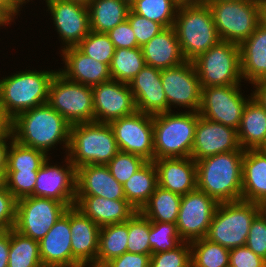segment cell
Wrapping results in <instances>:
<instances>
[{
    "mask_svg": "<svg viewBox=\"0 0 266 267\" xmlns=\"http://www.w3.org/2000/svg\"><path fill=\"white\" fill-rule=\"evenodd\" d=\"M71 124L48 103L18 114L13 119L14 140L48 154L56 143L68 150Z\"/></svg>",
    "mask_w": 266,
    "mask_h": 267,
    "instance_id": "cell-1",
    "label": "cell"
},
{
    "mask_svg": "<svg viewBox=\"0 0 266 267\" xmlns=\"http://www.w3.org/2000/svg\"><path fill=\"white\" fill-rule=\"evenodd\" d=\"M244 151H230L196 161L197 188L218 203L241 200Z\"/></svg>",
    "mask_w": 266,
    "mask_h": 267,
    "instance_id": "cell-2",
    "label": "cell"
},
{
    "mask_svg": "<svg viewBox=\"0 0 266 267\" xmlns=\"http://www.w3.org/2000/svg\"><path fill=\"white\" fill-rule=\"evenodd\" d=\"M198 112L153 115L154 160L191 157Z\"/></svg>",
    "mask_w": 266,
    "mask_h": 267,
    "instance_id": "cell-3",
    "label": "cell"
},
{
    "mask_svg": "<svg viewBox=\"0 0 266 267\" xmlns=\"http://www.w3.org/2000/svg\"><path fill=\"white\" fill-rule=\"evenodd\" d=\"M119 152L109 123L85 122L70 126L67 156L75 168L83 165H106Z\"/></svg>",
    "mask_w": 266,
    "mask_h": 267,
    "instance_id": "cell-4",
    "label": "cell"
},
{
    "mask_svg": "<svg viewBox=\"0 0 266 267\" xmlns=\"http://www.w3.org/2000/svg\"><path fill=\"white\" fill-rule=\"evenodd\" d=\"M173 27L185 61L193 62L220 41L207 4L179 7Z\"/></svg>",
    "mask_w": 266,
    "mask_h": 267,
    "instance_id": "cell-5",
    "label": "cell"
},
{
    "mask_svg": "<svg viewBox=\"0 0 266 267\" xmlns=\"http://www.w3.org/2000/svg\"><path fill=\"white\" fill-rule=\"evenodd\" d=\"M57 71H23L0 80V104L14 119L47 103L50 82Z\"/></svg>",
    "mask_w": 266,
    "mask_h": 267,
    "instance_id": "cell-6",
    "label": "cell"
},
{
    "mask_svg": "<svg viewBox=\"0 0 266 267\" xmlns=\"http://www.w3.org/2000/svg\"><path fill=\"white\" fill-rule=\"evenodd\" d=\"M258 215L256 203L238 200L219 203L206 236L227 249L245 246L253 219Z\"/></svg>",
    "mask_w": 266,
    "mask_h": 267,
    "instance_id": "cell-7",
    "label": "cell"
},
{
    "mask_svg": "<svg viewBox=\"0 0 266 267\" xmlns=\"http://www.w3.org/2000/svg\"><path fill=\"white\" fill-rule=\"evenodd\" d=\"M220 40L240 45L260 24L259 0L207 1Z\"/></svg>",
    "mask_w": 266,
    "mask_h": 267,
    "instance_id": "cell-8",
    "label": "cell"
},
{
    "mask_svg": "<svg viewBox=\"0 0 266 267\" xmlns=\"http://www.w3.org/2000/svg\"><path fill=\"white\" fill-rule=\"evenodd\" d=\"M202 88L240 85V47L236 43L220 40L193 61Z\"/></svg>",
    "mask_w": 266,
    "mask_h": 267,
    "instance_id": "cell-9",
    "label": "cell"
},
{
    "mask_svg": "<svg viewBox=\"0 0 266 267\" xmlns=\"http://www.w3.org/2000/svg\"><path fill=\"white\" fill-rule=\"evenodd\" d=\"M47 103L71 125L94 122L92 87L70 81L58 71L50 82Z\"/></svg>",
    "mask_w": 266,
    "mask_h": 267,
    "instance_id": "cell-10",
    "label": "cell"
},
{
    "mask_svg": "<svg viewBox=\"0 0 266 267\" xmlns=\"http://www.w3.org/2000/svg\"><path fill=\"white\" fill-rule=\"evenodd\" d=\"M74 205L35 196L19 199L16 204L14 229L40 241L67 209Z\"/></svg>",
    "mask_w": 266,
    "mask_h": 267,
    "instance_id": "cell-11",
    "label": "cell"
},
{
    "mask_svg": "<svg viewBox=\"0 0 266 267\" xmlns=\"http://www.w3.org/2000/svg\"><path fill=\"white\" fill-rule=\"evenodd\" d=\"M239 85L202 88L199 115L238 130L249 98H244ZM247 99V100H246Z\"/></svg>",
    "mask_w": 266,
    "mask_h": 267,
    "instance_id": "cell-12",
    "label": "cell"
},
{
    "mask_svg": "<svg viewBox=\"0 0 266 267\" xmlns=\"http://www.w3.org/2000/svg\"><path fill=\"white\" fill-rule=\"evenodd\" d=\"M119 151L154 161L153 115L140 111L109 123Z\"/></svg>",
    "mask_w": 266,
    "mask_h": 267,
    "instance_id": "cell-13",
    "label": "cell"
},
{
    "mask_svg": "<svg viewBox=\"0 0 266 267\" xmlns=\"http://www.w3.org/2000/svg\"><path fill=\"white\" fill-rule=\"evenodd\" d=\"M219 203L196 188L181 197L176 226L183 242L207 236L212 217Z\"/></svg>",
    "mask_w": 266,
    "mask_h": 267,
    "instance_id": "cell-14",
    "label": "cell"
},
{
    "mask_svg": "<svg viewBox=\"0 0 266 267\" xmlns=\"http://www.w3.org/2000/svg\"><path fill=\"white\" fill-rule=\"evenodd\" d=\"M161 82L167 98L168 111L172 105L190 108L198 112L201 105L202 87L193 62L161 70Z\"/></svg>",
    "mask_w": 266,
    "mask_h": 267,
    "instance_id": "cell-15",
    "label": "cell"
},
{
    "mask_svg": "<svg viewBox=\"0 0 266 267\" xmlns=\"http://www.w3.org/2000/svg\"><path fill=\"white\" fill-rule=\"evenodd\" d=\"M94 121L110 123L137 111L134 96L128 84L110 80L92 87Z\"/></svg>",
    "mask_w": 266,
    "mask_h": 267,
    "instance_id": "cell-16",
    "label": "cell"
},
{
    "mask_svg": "<svg viewBox=\"0 0 266 267\" xmlns=\"http://www.w3.org/2000/svg\"><path fill=\"white\" fill-rule=\"evenodd\" d=\"M48 160L38 170L35 189L32 196L54 199L63 204H75L76 202V178L77 169L66 157L67 167L49 165Z\"/></svg>",
    "mask_w": 266,
    "mask_h": 267,
    "instance_id": "cell-17",
    "label": "cell"
},
{
    "mask_svg": "<svg viewBox=\"0 0 266 267\" xmlns=\"http://www.w3.org/2000/svg\"><path fill=\"white\" fill-rule=\"evenodd\" d=\"M53 23L65 46L76 47L91 31L88 6L66 0H46Z\"/></svg>",
    "mask_w": 266,
    "mask_h": 267,
    "instance_id": "cell-18",
    "label": "cell"
},
{
    "mask_svg": "<svg viewBox=\"0 0 266 267\" xmlns=\"http://www.w3.org/2000/svg\"><path fill=\"white\" fill-rule=\"evenodd\" d=\"M230 151H244L239 145L237 130L200 116L195 129L191 158L198 161Z\"/></svg>",
    "mask_w": 266,
    "mask_h": 267,
    "instance_id": "cell-19",
    "label": "cell"
},
{
    "mask_svg": "<svg viewBox=\"0 0 266 267\" xmlns=\"http://www.w3.org/2000/svg\"><path fill=\"white\" fill-rule=\"evenodd\" d=\"M100 228L78 208L70 207L72 267H96Z\"/></svg>",
    "mask_w": 266,
    "mask_h": 267,
    "instance_id": "cell-20",
    "label": "cell"
},
{
    "mask_svg": "<svg viewBox=\"0 0 266 267\" xmlns=\"http://www.w3.org/2000/svg\"><path fill=\"white\" fill-rule=\"evenodd\" d=\"M128 85L134 96L137 111L150 115L168 112L161 70L145 65Z\"/></svg>",
    "mask_w": 266,
    "mask_h": 267,
    "instance_id": "cell-21",
    "label": "cell"
},
{
    "mask_svg": "<svg viewBox=\"0 0 266 267\" xmlns=\"http://www.w3.org/2000/svg\"><path fill=\"white\" fill-rule=\"evenodd\" d=\"M70 207L39 241L44 267H72Z\"/></svg>",
    "mask_w": 266,
    "mask_h": 267,
    "instance_id": "cell-22",
    "label": "cell"
},
{
    "mask_svg": "<svg viewBox=\"0 0 266 267\" xmlns=\"http://www.w3.org/2000/svg\"><path fill=\"white\" fill-rule=\"evenodd\" d=\"M153 162L157 168L158 186L181 196L197 188V166L193 158H160Z\"/></svg>",
    "mask_w": 266,
    "mask_h": 267,
    "instance_id": "cell-23",
    "label": "cell"
},
{
    "mask_svg": "<svg viewBox=\"0 0 266 267\" xmlns=\"http://www.w3.org/2000/svg\"><path fill=\"white\" fill-rule=\"evenodd\" d=\"M65 69L58 71L66 79L93 87L111 80L110 65L95 61L77 47L62 49Z\"/></svg>",
    "mask_w": 266,
    "mask_h": 267,
    "instance_id": "cell-24",
    "label": "cell"
},
{
    "mask_svg": "<svg viewBox=\"0 0 266 267\" xmlns=\"http://www.w3.org/2000/svg\"><path fill=\"white\" fill-rule=\"evenodd\" d=\"M74 206L100 227L126 222L137 212L126 199L110 200L94 195H76Z\"/></svg>",
    "mask_w": 266,
    "mask_h": 267,
    "instance_id": "cell-25",
    "label": "cell"
},
{
    "mask_svg": "<svg viewBox=\"0 0 266 267\" xmlns=\"http://www.w3.org/2000/svg\"><path fill=\"white\" fill-rule=\"evenodd\" d=\"M76 195H94L110 200L126 199L123 185L107 165H83L77 168Z\"/></svg>",
    "mask_w": 266,
    "mask_h": 267,
    "instance_id": "cell-26",
    "label": "cell"
},
{
    "mask_svg": "<svg viewBox=\"0 0 266 267\" xmlns=\"http://www.w3.org/2000/svg\"><path fill=\"white\" fill-rule=\"evenodd\" d=\"M145 64L159 70L185 62L174 27L165 28L141 47Z\"/></svg>",
    "mask_w": 266,
    "mask_h": 267,
    "instance_id": "cell-27",
    "label": "cell"
},
{
    "mask_svg": "<svg viewBox=\"0 0 266 267\" xmlns=\"http://www.w3.org/2000/svg\"><path fill=\"white\" fill-rule=\"evenodd\" d=\"M239 47L242 78L251 84L266 80V27L259 24Z\"/></svg>",
    "mask_w": 266,
    "mask_h": 267,
    "instance_id": "cell-28",
    "label": "cell"
},
{
    "mask_svg": "<svg viewBox=\"0 0 266 267\" xmlns=\"http://www.w3.org/2000/svg\"><path fill=\"white\" fill-rule=\"evenodd\" d=\"M266 198V154L260 149L244 151L241 199L257 203Z\"/></svg>",
    "mask_w": 266,
    "mask_h": 267,
    "instance_id": "cell-29",
    "label": "cell"
},
{
    "mask_svg": "<svg viewBox=\"0 0 266 267\" xmlns=\"http://www.w3.org/2000/svg\"><path fill=\"white\" fill-rule=\"evenodd\" d=\"M237 136L244 151L260 149L266 142V110L253 96L244 107Z\"/></svg>",
    "mask_w": 266,
    "mask_h": 267,
    "instance_id": "cell-30",
    "label": "cell"
},
{
    "mask_svg": "<svg viewBox=\"0 0 266 267\" xmlns=\"http://www.w3.org/2000/svg\"><path fill=\"white\" fill-rule=\"evenodd\" d=\"M88 9L90 30L107 34L127 20L130 6L122 0H91Z\"/></svg>",
    "mask_w": 266,
    "mask_h": 267,
    "instance_id": "cell-31",
    "label": "cell"
},
{
    "mask_svg": "<svg viewBox=\"0 0 266 267\" xmlns=\"http://www.w3.org/2000/svg\"><path fill=\"white\" fill-rule=\"evenodd\" d=\"M158 186L157 168L153 161H147L124 184L126 200L137 210L148 202Z\"/></svg>",
    "mask_w": 266,
    "mask_h": 267,
    "instance_id": "cell-32",
    "label": "cell"
},
{
    "mask_svg": "<svg viewBox=\"0 0 266 267\" xmlns=\"http://www.w3.org/2000/svg\"><path fill=\"white\" fill-rule=\"evenodd\" d=\"M128 220L102 226L99 233V248L96 267H103L111 259L127 252Z\"/></svg>",
    "mask_w": 266,
    "mask_h": 267,
    "instance_id": "cell-33",
    "label": "cell"
},
{
    "mask_svg": "<svg viewBox=\"0 0 266 267\" xmlns=\"http://www.w3.org/2000/svg\"><path fill=\"white\" fill-rule=\"evenodd\" d=\"M181 195L157 186L140 212L150 221L176 223Z\"/></svg>",
    "mask_w": 266,
    "mask_h": 267,
    "instance_id": "cell-34",
    "label": "cell"
},
{
    "mask_svg": "<svg viewBox=\"0 0 266 267\" xmlns=\"http://www.w3.org/2000/svg\"><path fill=\"white\" fill-rule=\"evenodd\" d=\"M8 267H44L40 258L39 241L9 229Z\"/></svg>",
    "mask_w": 266,
    "mask_h": 267,
    "instance_id": "cell-35",
    "label": "cell"
},
{
    "mask_svg": "<svg viewBox=\"0 0 266 267\" xmlns=\"http://www.w3.org/2000/svg\"><path fill=\"white\" fill-rule=\"evenodd\" d=\"M145 65L141 47L118 48L110 64L111 79L129 84Z\"/></svg>",
    "mask_w": 266,
    "mask_h": 267,
    "instance_id": "cell-36",
    "label": "cell"
},
{
    "mask_svg": "<svg viewBox=\"0 0 266 267\" xmlns=\"http://www.w3.org/2000/svg\"><path fill=\"white\" fill-rule=\"evenodd\" d=\"M191 267H229L230 249L206 237L190 242Z\"/></svg>",
    "mask_w": 266,
    "mask_h": 267,
    "instance_id": "cell-37",
    "label": "cell"
},
{
    "mask_svg": "<svg viewBox=\"0 0 266 267\" xmlns=\"http://www.w3.org/2000/svg\"><path fill=\"white\" fill-rule=\"evenodd\" d=\"M178 8L174 0H136L130 6L134 13L157 22L164 28L174 26Z\"/></svg>",
    "mask_w": 266,
    "mask_h": 267,
    "instance_id": "cell-38",
    "label": "cell"
},
{
    "mask_svg": "<svg viewBox=\"0 0 266 267\" xmlns=\"http://www.w3.org/2000/svg\"><path fill=\"white\" fill-rule=\"evenodd\" d=\"M6 171H38L49 158L43 151L23 146L11 140Z\"/></svg>",
    "mask_w": 266,
    "mask_h": 267,
    "instance_id": "cell-39",
    "label": "cell"
},
{
    "mask_svg": "<svg viewBox=\"0 0 266 267\" xmlns=\"http://www.w3.org/2000/svg\"><path fill=\"white\" fill-rule=\"evenodd\" d=\"M149 234L150 220L137 211L128 220L127 252L151 256Z\"/></svg>",
    "mask_w": 266,
    "mask_h": 267,
    "instance_id": "cell-40",
    "label": "cell"
},
{
    "mask_svg": "<svg viewBox=\"0 0 266 267\" xmlns=\"http://www.w3.org/2000/svg\"><path fill=\"white\" fill-rule=\"evenodd\" d=\"M149 242L154 254L173 250L183 240L178 233L176 223L150 221Z\"/></svg>",
    "mask_w": 266,
    "mask_h": 267,
    "instance_id": "cell-41",
    "label": "cell"
},
{
    "mask_svg": "<svg viewBox=\"0 0 266 267\" xmlns=\"http://www.w3.org/2000/svg\"><path fill=\"white\" fill-rule=\"evenodd\" d=\"M76 47L95 61L109 65L116 50L106 33L93 31H90Z\"/></svg>",
    "mask_w": 266,
    "mask_h": 267,
    "instance_id": "cell-42",
    "label": "cell"
},
{
    "mask_svg": "<svg viewBox=\"0 0 266 267\" xmlns=\"http://www.w3.org/2000/svg\"><path fill=\"white\" fill-rule=\"evenodd\" d=\"M146 162L138 155L119 151L106 165L113 177L123 185Z\"/></svg>",
    "mask_w": 266,
    "mask_h": 267,
    "instance_id": "cell-43",
    "label": "cell"
},
{
    "mask_svg": "<svg viewBox=\"0 0 266 267\" xmlns=\"http://www.w3.org/2000/svg\"><path fill=\"white\" fill-rule=\"evenodd\" d=\"M149 267H191L190 243L182 242L173 250L151 254Z\"/></svg>",
    "mask_w": 266,
    "mask_h": 267,
    "instance_id": "cell-44",
    "label": "cell"
},
{
    "mask_svg": "<svg viewBox=\"0 0 266 267\" xmlns=\"http://www.w3.org/2000/svg\"><path fill=\"white\" fill-rule=\"evenodd\" d=\"M38 171H6V188L16 200L32 196Z\"/></svg>",
    "mask_w": 266,
    "mask_h": 267,
    "instance_id": "cell-45",
    "label": "cell"
},
{
    "mask_svg": "<svg viewBox=\"0 0 266 267\" xmlns=\"http://www.w3.org/2000/svg\"><path fill=\"white\" fill-rule=\"evenodd\" d=\"M127 21L129 22L132 30L134 31L137 40V45L139 47H142L154 36H156L165 29L161 24L151 21L146 17L140 16L134 13L131 9L128 13Z\"/></svg>",
    "mask_w": 266,
    "mask_h": 267,
    "instance_id": "cell-46",
    "label": "cell"
},
{
    "mask_svg": "<svg viewBox=\"0 0 266 267\" xmlns=\"http://www.w3.org/2000/svg\"><path fill=\"white\" fill-rule=\"evenodd\" d=\"M246 246L256 255L266 260V222L259 214L253 219Z\"/></svg>",
    "mask_w": 266,
    "mask_h": 267,
    "instance_id": "cell-47",
    "label": "cell"
},
{
    "mask_svg": "<svg viewBox=\"0 0 266 267\" xmlns=\"http://www.w3.org/2000/svg\"><path fill=\"white\" fill-rule=\"evenodd\" d=\"M17 200L6 188L0 189V231L14 228Z\"/></svg>",
    "mask_w": 266,
    "mask_h": 267,
    "instance_id": "cell-48",
    "label": "cell"
},
{
    "mask_svg": "<svg viewBox=\"0 0 266 267\" xmlns=\"http://www.w3.org/2000/svg\"><path fill=\"white\" fill-rule=\"evenodd\" d=\"M266 261L246 245L230 249L229 267H265Z\"/></svg>",
    "mask_w": 266,
    "mask_h": 267,
    "instance_id": "cell-49",
    "label": "cell"
},
{
    "mask_svg": "<svg viewBox=\"0 0 266 267\" xmlns=\"http://www.w3.org/2000/svg\"><path fill=\"white\" fill-rule=\"evenodd\" d=\"M107 35L109 36L116 49H130L139 47L137 45V40L134 31L132 30L127 20L111 29L107 33Z\"/></svg>",
    "mask_w": 266,
    "mask_h": 267,
    "instance_id": "cell-50",
    "label": "cell"
},
{
    "mask_svg": "<svg viewBox=\"0 0 266 267\" xmlns=\"http://www.w3.org/2000/svg\"><path fill=\"white\" fill-rule=\"evenodd\" d=\"M150 255L125 252L107 262L103 267H149Z\"/></svg>",
    "mask_w": 266,
    "mask_h": 267,
    "instance_id": "cell-51",
    "label": "cell"
},
{
    "mask_svg": "<svg viewBox=\"0 0 266 267\" xmlns=\"http://www.w3.org/2000/svg\"><path fill=\"white\" fill-rule=\"evenodd\" d=\"M13 137V118L0 104V139Z\"/></svg>",
    "mask_w": 266,
    "mask_h": 267,
    "instance_id": "cell-52",
    "label": "cell"
},
{
    "mask_svg": "<svg viewBox=\"0 0 266 267\" xmlns=\"http://www.w3.org/2000/svg\"><path fill=\"white\" fill-rule=\"evenodd\" d=\"M9 229L0 231V267H8Z\"/></svg>",
    "mask_w": 266,
    "mask_h": 267,
    "instance_id": "cell-53",
    "label": "cell"
},
{
    "mask_svg": "<svg viewBox=\"0 0 266 267\" xmlns=\"http://www.w3.org/2000/svg\"><path fill=\"white\" fill-rule=\"evenodd\" d=\"M254 89L252 96L266 110V80H261L253 84Z\"/></svg>",
    "mask_w": 266,
    "mask_h": 267,
    "instance_id": "cell-54",
    "label": "cell"
},
{
    "mask_svg": "<svg viewBox=\"0 0 266 267\" xmlns=\"http://www.w3.org/2000/svg\"><path fill=\"white\" fill-rule=\"evenodd\" d=\"M6 139L14 140V137L0 139V171H6L7 168V156L10 146H8L9 143H7Z\"/></svg>",
    "mask_w": 266,
    "mask_h": 267,
    "instance_id": "cell-55",
    "label": "cell"
},
{
    "mask_svg": "<svg viewBox=\"0 0 266 267\" xmlns=\"http://www.w3.org/2000/svg\"><path fill=\"white\" fill-rule=\"evenodd\" d=\"M0 6L14 19L20 11V5L15 0H0Z\"/></svg>",
    "mask_w": 266,
    "mask_h": 267,
    "instance_id": "cell-56",
    "label": "cell"
},
{
    "mask_svg": "<svg viewBox=\"0 0 266 267\" xmlns=\"http://www.w3.org/2000/svg\"><path fill=\"white\" fill-rule=\"evenodd\" d=\"M174 2L179 6H190V5H201L206 4L207 0H174Z\"/></svg>",
    "mask_w": 266,
    "mask_h": 267,
    "instance_id": "cell-57",
    "label": "cell"
},
{
    "mask_svg": "<svg viewBox=\"0 0 266 267\" xmlns=\"http://www.w3.org/2000/svg\"><path fill=\"white\" fill-rule=\"evenodd\" d=\"M260 24L266 27V0H259Z\"/></svg>",
    "mask_w": 266,
    "mask_h": 267,
    "instance_id": "cell-58",
    "label": "cell"
},
{
    "mask_svg": "<svg viewBox=\"0 0 266 267\" xmlns=\"http://www.w3.org/2000/svg\"><path fill=\"white\" fill-rule=\"evenodd\" d=\"M256 204L259 216L266 222V198L259 200Z\"/></svg>",
    "mask_w": 266,
    "mask_h": 267,
    "instance_id": "cell-59",
    "label": "cell"
},
{
    "mask_svg": "<svg viewBox=\"0 0 266 267\" xmlns=\"http://www.w3.org/2000/svg\"><path fill=\"white\" fill-rule=\"evenodd\" d=\"M14 20L1 6H0V26L9 24Z\"/></svg>",
    "mask_w": 266,
    "mask_h": 267,
    "instance_id": "cell-60",
    "label": "cell"
},
{
    "mask_svg": "<svg viewBox=\"0 0 266 267\" xmlns=\"http://www.w3.org/2000/svg\"><path fill=\"white\" fill-rule=\"evenodd\" d=\"M5 172L6 171H0V189H3L6 186Z\"/></svg>",
    "mask_w": 266,
    "mask_h": 267,
    "instance_id": "cell-61",
    "label": "cell"
},
{
    "mask_svg": "<svg viewBox=\"0 0 266 267\" xmlns=\"http://www.w3.org/2000/svg\"><path fill=\"white\" fill-rule=\"evenodd\" d=\"M66 1H70V2H73V3H78V4H81V5H84V6H88L89 3L91 2V0H66Z\"/></svg>",
    "mask_w": 266,
    "mask_h": 267,
    "instance_id": "cell-62",
    "label": "cell"
},
{
    "mask_svg": "<svg viewBox=\"0 0 266 267\" xmlns=\"http://www.w3.org/2000/svg\"><path fill=\"white\" fill-rule=\"evenodd\" d=\"M122 1L131 6L136 0H122Z\"/></svg>",
    "mask_w": 266,
    "mask_h": 267,
    "instance_id": "cell-63",
    "label": "cell"
},
{
    "mask_svg": "<svg viewBox=\"0 0 266 267\" xmlns=\"http://www.w3.org/2000/svg\"><path fill=\"white\" fill-rule=\"evenodd\" d=\"M20 6L26 3V0H15ZM29 2V0H27Z\"/></svg>",
    "mask_w": 266,
    "mask_h": 267,
    "instance_id": "cell-64",
    "label": "cell"
},
{
    "mask_svg": "<svg viewBox=\"0 0 266 267\" xmlns=\"http://www.w3.org/2000/svg\"><path fill=\"white\" fill-rule=\"evenodd\" d=\"M261 151H263L266 154V142L264 145L260 148Z\"/></svg>",
    "mask_w": 266,
    "mask_h": 267,
    "instance_id": "cell-65",
    "label": "cell"
},
{
    "mask_svg": "<svg viewBox=\"0 0 266 267\" xmlns=\"http://www.w3.org/2000/svg\"><path fill=\"white\" fill-rule=\"evenodd\" d=\"M207 1H242V0H207Z\"/></svg>",
    "mask_w": 266,
    "mask_h": 267,
    "instance_id": "cell-66",
    "label": "cell"
}]
</instances>
